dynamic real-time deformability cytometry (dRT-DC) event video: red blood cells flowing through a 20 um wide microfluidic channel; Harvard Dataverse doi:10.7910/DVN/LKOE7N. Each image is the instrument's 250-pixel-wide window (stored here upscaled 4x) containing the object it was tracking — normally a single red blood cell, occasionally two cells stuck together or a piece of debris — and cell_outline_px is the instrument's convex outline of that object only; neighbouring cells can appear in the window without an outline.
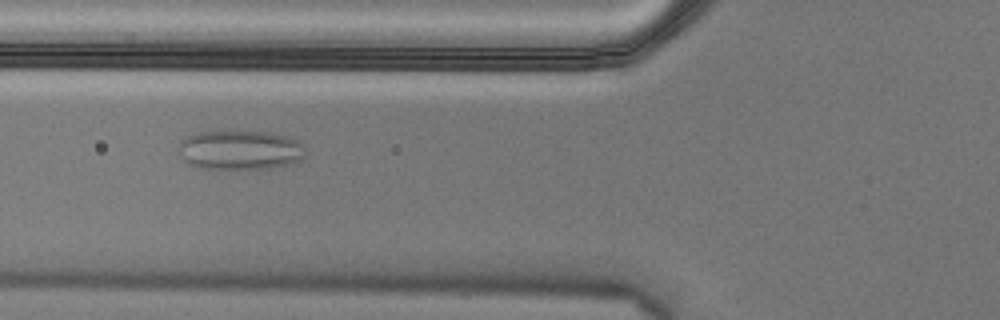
{"species": "Egyptian fruit bat (a non-hibernating species)", "species_latin": "Rousettus aegyptiacus", "temperature_condition": "cold", "stored_images_in_passage": 55, "camera_frame_rate_fps": 3000, "um_per_image_px": 0.085, "animal": {"sex": "male"}, "frame": {"image": 1, "passage_image": 21, "time_ms": 6.667, "image_size_px": [1000, 320], "cell_outline_px": [[304, 156], [288, 164], [272, 168], [200, 168], [188, 164], [184, 160], [180, 152], [180, 140], [184, 136], [200, 132], [268, 132], [288, 136], [300, 140], [304, 144]], "centroid_in_image_um": [20.41, 12.74], "position_along_channel_um": 105.4, "area_um2": 28.9}}
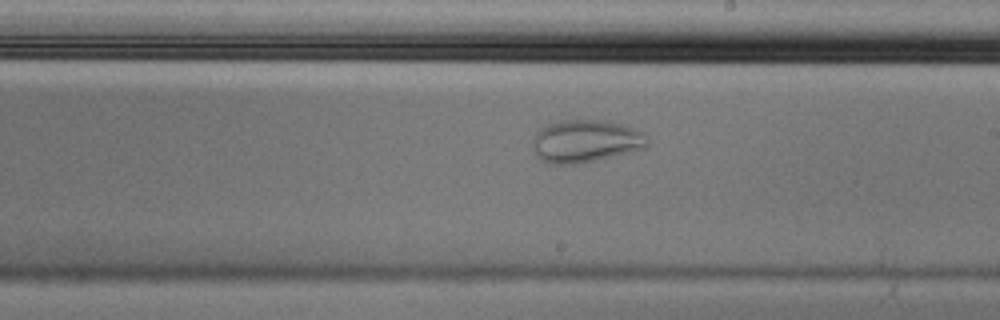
{"frame": {"image": 2, "passage_image": 32, "time_ms": 10.333, "image_size_px": [1000, 320], "cell_outline_px": [[648, 144], [644, 148], [628, 152], [576, 164], [548, 164], [540, 160], [536, 156], [532, 148], [532, 140], [536, 132], [544, 124], [560, 120], [604, 120], [624, 124], [636, 128], [644, 132], [648, 140]], "centroid_in_image_um": [49.73, 11.98], "position_along_channel_um": 239.3, "area_um2": 28.84}}
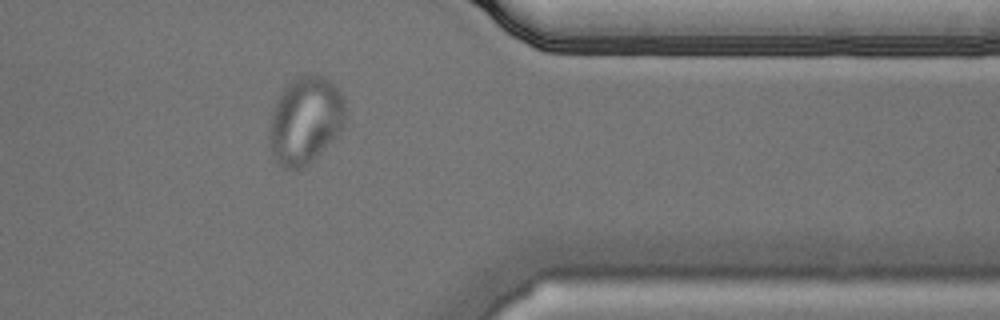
{"frame": {"image": 3, "passage_image": 45, "time_ms": 14.667, "image_size_px": [1000, 320], "cell_outline_px": [[348, 120], [340, 132], [304, 168], [280, 168], [272, 160], [268, 148], [268, 128], [272, 112], [276, 100], [284, 88], [296, 76], [324, 76], [336, 88], [344, 104], [348, 116]], "centroid_in_image_um": [25.9, 10.29], "position_along_channel_um": 385.5, "area_um2": 39.07}}